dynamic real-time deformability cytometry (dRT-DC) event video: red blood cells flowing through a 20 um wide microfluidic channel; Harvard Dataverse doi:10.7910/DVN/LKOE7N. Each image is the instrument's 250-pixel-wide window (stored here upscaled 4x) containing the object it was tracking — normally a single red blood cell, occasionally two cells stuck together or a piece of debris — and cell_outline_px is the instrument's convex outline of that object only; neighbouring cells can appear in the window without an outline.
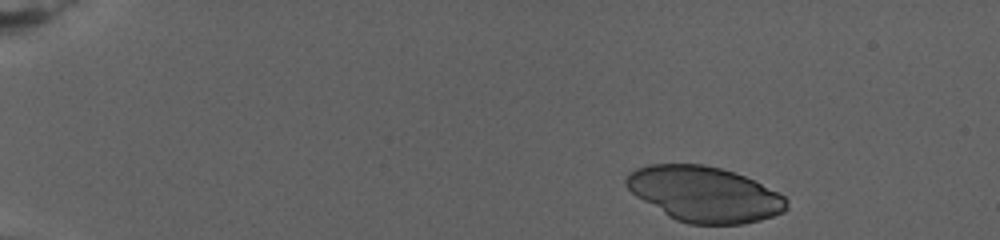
{"species": "human", "species_latin": "Homo sapiens", "temperature_condition": "warm", "stored_images_in_passage": 8, "camera_frame_rate_fps": 3000, "um_per_image_px": 0.085, "donor": {"sex": "female"}, "frame": {"image": 1, "passage_image": 1, "time_ms": 0.0, "image_size_px": [1000, 240], "cell_outline_px": [[788, 208], [784, 212], [760, 220], [744, 224], [688, 224], [676, 220], [668, 216], [636, 196], [624, 184], [624, 180], [628, 172], [636, 168], [648, 164], [704, 164], [720, 168], [744, 176], [784, 196], [788, 200]], "centroid_in_image_um": [59.84, 16.5], "position_along_channel_um": 25.2, "area_um2": 51.62}}